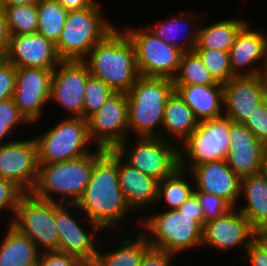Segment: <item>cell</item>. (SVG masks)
Segmentation results:
<instances>
[{"label":"cell","mask_w":267,"mask_h":266,"mask_svg":"<svg viewBox=\"0 0 267 266\" xmlns=\"http://www.w3.org/2000/svg\"><path fill=\"white\" fill-rule=\"evenodd\" d=\"M73 207L85 213V221L87 218L102 231L116 228L131 212L119 185L115 150H106L94 163L89 183Z\"/></svg>","instance_id":"6da1fadb"},{"label":"cell","mask_w":267,"mask_h":266,"mask_svg":"<svg viewBox=\"0 0 267 266\" xmlns=\"http://www.w3.org/2000/svg\"><path fill=\"white\" fill-rule=\"evenodd\" d=\"M84 61L90 74L115 92L128 93L140 77L135 47L122 28L96 43Z\"/></svg>","instance_id":"7a4b0ae2"},{"label":"cell","mask_w":267,"mask_h":266,"mask_svg":"<svg viewBox=\"0 0 267 266\" xmlns=\"http://www.w3.org/2000/svg\"><path fill=\"white\" fill-rule=\"evenodd\" d=\"M94 150L88 155L73 160L39 163L37 181L30 193L41 200L76 204L89 183L94 163L106 151L101 148ZM53 194L61 195L60 198H62L57 200Z\"/></svg>","instance_id":"3957f363"},{"label":"cell","mask_w":267,"mask_h":266,"mask_svg":"<svg viewBox=\"0 0 267 266\" xmlns=\"http://www.w3.org/2000/svg\"><path fill=\"white\" fill-rule=\"evenodd\" d=\"M174 91L171 78L140 76L127 93L129 132L137 137H161L165 105Z\"/></svg>","instance_id":"277c9868"},{"label":"cell","mask_w":267,"mask_h":266,"mask_svg":"<svg viewBox=\"0 0 267 266\" xmlns=\"http://www.w3.org/2000/svg\"><path fill=\"white\" fill-rule=\"evenodd\" d=\"M96 2L80 10L68 12L64 28L55 43L61 60H84L91 48L103 40L116 27L102 15Z\"/></svg>","instance_id":"5b68a950"},{"label":"cell","mask_w":267,"mask_h":266,"mask_svg":"<svg viewBox=\"0 0 267 266\" xmlns=\"http://www.w3.org/2000/svg\"><path fill=\"white\" fill-rule=\"evenodd\" d=\"M138 221L149 245L177 256L202 246L203 227L197 222V214L181 213L178 209L164 210ZM149 234V235H148Z\"/></svg>","instance_id":"8992f818"},{"label":"cell","mask_w":267,"mask_h":266,"mask_svg":"<svg viewBox=\"0 0 267 266\" xmlns=\"http://www.w3.org/2000/svg\"><path fill=\"white\" fill-rule=\"evenodd\" d=\"M229 132L230 119L225 116L199 121L198 127L178 146L179 167L190 172L195 166L225 160L231 144Z\"/></svg>","instance_id":"52a82bcc"},{"label":"cell","mask_w":267,"mask_h":266,"mask_svg":"<svg viewBox=\"0 0 267 266\" xmlns=\"http://www.w3.org/2000/svg\"><path fill=\"white\" fill-rule=\"evenodd\" d=\"M37 136L34 138L38 149V163L63 162L93 152L88 148L92 140L88 122L84 118L66 117L47 132Z\"/></svg>","instance_id":"ba28073f"},{"label":"cell","mask_w":267,"mask_h":266,"mask_svg":"<svg viewBox=\"0 0 267 266\" xmlns=\"http://www.w3.org/2000/svg\"><path fill=\"white\" fill-rule=\"evenodd\" d=\"M14 216L10 224L28 237L40 253L58 250L55 202L25 193L18 202Z\"/></svg>","instance_id":"9c48e42d"},{"label":"cell","mask_w":267,"mask_h":266,"mask_svg":"<svg viewBox=\"0 0 267 266\" xmlns=\"http://www.w3.org/2000/svg\"><path fill=\"white\" fill-rule=\"evenodd\" d=\"M128 147V138L115 151L132 167L158 181L171 175L179 167L178 146L161 137H135ZM127 156V157H126Z\"/></svg>","instance_id":"30bf717a"},{"label":"cell","mask_w":267,"mask_h":266,"mask_svg":"<svg viewBox=\"0 0 267 266\" xmlns=\"http://www.w3.org/2000/svg\"><path fill=\"white\" fill-rule=\"evenodd\" d=\"M124 32L135 47L140 76L173 79L177 75L183 51L156 37L146 26Z\"/></svg>","instance_id":"8fae6325"},{"label":"cell","mask_w":267,"mask_h":266,"mask_svg":"<svg viewBox=\"0 0 267 266\" xmlns=\"http://www.w3.org/2000/svg\"><path fill=\"white\" fill-rule=\"evenodd\" d=\"M87 122L89 135L92 142H95V147L115 150L130 137L127 93L112 94L100 109L87 119Z\"/></svg>","instance_id":"7c38bea8"},{"label":"cell","mask_w":267,"mask_h":266,"mask_svg":"<svg viewBox=\"0 0 267 266\" xmlns=\"http://www.w3.org/2000/svg\"><path fill=\"white\" fill-rule=\"evenodd\" d=\"M72 207L73 204L55 202V223L59 236L58 251L77 257L86 266H92L99 248L96 244L98 243L96 237H98V232L102 231L89 220L87 222L91 225L90 230L85 228L83 223L81 225L80 221L83 220L75 219L74 215L69 212Z\"/></svg>","instance_id":"4fadbf2b"},{"label":"cell","mask_w":267,"mask_h":266,"mask_svg":"<svg viewBox=\"0 0 267 266\" xmlns=\"http://www.w3.org/2000/svg\"><path fill=\"white\" fill-rule=\"evenodd\" d=\"M90 75L84 60H61L52 73L50 101L60 104L71 118H83L85 86Z\"/></svg>","instance_id":"5bb4252c"},{"label":"cell","mask_w":267,"mask_h":266,"mask_svg":"<svg viewBox=\"0 0 267 266\" xmlns=\"http://www.w3.org/2000/svg\"><path fill=\"white\" fill-rule=\"evenodd\" d=\"M38 149L35 138L9 140L0 145V177L30 193L38 177Z\"/></svg>","instance_id":"9a60e30c"},{"label":"cell","mask_w":267,"mask_h":266,"mask_svg":"<svg viewBox=\"0 0 267 266\" xmlns=\"http://www.w3.org/2000/svg\"><path fill=\"white\" fill-rule=\"evenodd\" d=\"M53 70L16 68L13 101L30 124L40 120L44 106L50 101Z\"/></svg>","instance_id":"2e32d148"},{"label":"cell","mask_w":267,"mask_h":266,"mask_svg":"<svg viewBox=\"0 0 267 266\" xmlns=\"http://www.w3.org/2000/svg\"><path fill=\"white\" fill-rule=\"evenodd\" d=\"M223 85V116L244 124L267 95V79L262 75L235 76Z\"/></svg>","instance_id":"e0dca14e"},{"label":"cell","mask_w":267,"mask_h":266,"mask_svg":"<svg viewBox=\"0 0 267 266\" xmlns=\"http://www.w3.org/2000/svg\"><path fill=\"white\" fill-rule=\"evenodd\" d=\"M229 137L231 144L225 162L240 178L265 170L267 146L244 124L230 119Z\"/></svg>","instance_id":"ac0fdd59"},{"label":"cell","mask_w":267,"mask_h":266,"mask_svg":"<svg viewBox=\"0 0 267 266\" xmlns=\"http://www.w3.org/2000/svg\"><path fill=\"white\" fill-rule=\"evenodd\" d=\"M203 226L202 246H209L217 251H228L242 247L244 252L253 242L254 227L249 220L237 209Z\"/></svg>","instance_id":"d6986e66"},{"label":"cell","mask_w":267,"mask_h":266,"mask_svg":"<svg viewBox=\"0 0 267 266\" xmlns=\"http://www.w3.org/2000/svg\"><path fill=\"white\" fill-rule=\"evenodd\" d=\"M266 33L260 29H252L248 22L237 34L235 42L229 50L230 65L235 76L264 74L267 65Z\"/></svg>","instance_id":"ffe728a7"},{"label":"cell","mask_w":267,"mask_h":266,"mask_svg":"<svg viewBox=\"0 0 267 266\" xmlns=\"http://www.w3.org/2000/svg\"><path fill=\"white\" fill-rule=\"evenodd\" d=\"M3 56L16 68L54 69L61 61L55 44L38 32L10 36Z\"/></svg>","instance_id":"44dd1931"},{"label":"cell","mask_w":267,"mask_h":266,"mask_svg":"<svg viewBox=\"0 0 267 266\" xmlns=\"http://www.w3.org/2000/svg\"><path fill=\"white\" fill-rule=\"evenodd\" d=\"M194 191H202L225 199L233 208L241 197V178L225 160L195 166L190 172Z\"/></svg>","instance_id":"7402d4cb"},{"label":"cell","mask_w":267,"mask_h":266,"mask_svg":"<svg viewBox=\"0 0 267 266\" xmlns=\"http://www.w3.org/2000/svg\"><path fill=\"white\" fill-rule=\"evenodd\" d=\"M117 170L120 188L130 209L136 212L148 205H156L159 181L145 175L127 163L117 153ZM138 209V210H136Z\"/></svg>","instance_id":"603a6c76"},{"label":"cell","mask_w":267,"mask_h":266,"mask_svg":"<svg viewBox=\"0 0 267 266\" xmlns=\"http://www.w3.org/2000/svg\"><path fill=\"white\" fill-rule=\"evenodd\" d=\"M175 91L199 120L223 116V85L174 84Z\"/></svg>","instance_id":"cb8c5ba5"},{"label":"cell","mask_w":267,"mask_h":266,"mask_svg":"<svg viewBox=\"0 0 267 266\" xmlns=\"http://www.w3.org/2000/svg\"><path fill=\"white\" fill-rule=\"evenodd\" d=\"M198 125L199 120L192 109L174 91L165 105L161 138L179 146Z\"/></svg>","instance_id":"d4e9b609"},{"label":"cell","mask_w":267,"mask_h":266,"mask_svg":"<svg viewBox=\"0 0 267 266\" xmlns=\"http://www.w3.org/2000/svg\"><path fill=\"white\" fill-rule=\"evenodd\" d=\"M198 15L188 13L172 16L166 21L157 22L155 26H146L156 37L165 43L179 48L184 53L194 51L197 43L198 31L195 22Z\"/></svg>","instance_id":"484cf974"},{"label":"cell","mask_w":267,"mask_h":266,"mask_svg":"<svg viewBox=\"0 0 267 266\" xmlns=\"http://www.w3.org/2000/svg\"><path fill=\"white\" fill-rule=\"evenodd\" d=\"M241 196L246 203L238 210L254 228L267 224V172L241 178Z\"/></svg>","instance_id":"4316f807"},{"label":"cell","mask_w":267,"mask_h":266,"mask_svg":"<svg viewBox=\"0 0 267 266\" xmlns=\"http://www.w3.org/2000/svg\"><path fill=\"white\" fill-rule=\"evenodd\" d=\"M0 242V266H37L40 252L36 245L9 223Z\"/></svg>","instance_id":"83f0119b"},{"label":"cell","mask_w":267,"mask_h":266,"mask_svg":"<svg viewBox=\"0 0 267 266\" xmlns=\"http://www.w3.org/2000/svg\"><path fill=\"white\" fill-rule=\"evenodd\" d=\"M121 233V236L126 234V238H123L120 247L108 253L98 249L92 266H140L143 252L149 246L148 240L142 232L135 234L134 228L129 233L135 237L130 238L123 230Z\"/></svg>","instance_id":"f1b7e54d"},{"label":"cell","mask_w":267,"mask_h":266,"mask_svg":"<svg viewBox=\"0 0 267 266\" xmlns=\"http://www.w3.org/2000/svg\"><path fill=\"white\" fill-rule=\"evenodd\" d=\"M247 20L227 18L211 25L198 27L197 43L194 49H213L227 51L231 49L237 34L247 24Z\"/></svg>","instance_id":"f546056e"},{"label":"cell","mask_w":267,"mask_h":266,"mask_svg":"<svg viewBox=\"0 0 267 266\" xmlns=\"http://www.w3.org/2000/svg\"><path fill=\"white\" fill-rule=\"evenodd\" d=\"M187 173V170L178 167L171 175L159 181L157 202H166L168 210L178 209L194 192V182L192 186L185 180Z\"/></svg>","instance_id":"4dcf8cb0"},{"label":"cell","mask_w":267,"mask_h":266,"mask_svg":"<svg viewBox=\"0 0 267 266\" xmlns=\"http://www.w3.org/2000/svg\"><path fill=\"white\" fill-rule=\"evenodd\" d=\"M37 10V32L55 44L64 28L69 11L56 0H41L37 4Z\"/></svg>","instance_id":"1f68e13d"},{"label":"cell","mask_w":267,"mask_h":266,"mask_svg":"<svg viewBox=\"0 0 267 266\" xmlns=\"http://www.w3.org/2000/svg\"><path fill=\"white\" fill-rule=\"evenodd\" d=\"M174 84L214 85L217 82L210 75L198 55L192 52L183 53Z\"/></svg>","instance_id":"d6a6232c"},{"label":"cell","mask_w":267,"mask_h":266,"mask_svg":"<svg viewBox=\"0 0 267 266\" xmlns=\"http://www.w3.org/2000/svg\"><path fill=\"white\" fill-rule=\"evenodd\" d=\"M10 36L37 32V5H17L4 9Z\"/></svg>","instance_id":"836d02e7"},{"label":"cell","mask_w":267,"mask_h":266,"mask_svg":"<svg viewBox=\"0 0 267 266\" xmlns=\"http://www.w3.org/2000/svg\"><path fill=\"white\" fill-rule=\"evenodd\" d=\"M216 82L224 84L235 77L230 65L229 52L213 49H194Z\"/></svg>","instance_id":"e575fe53"},{"label":"cell","mask_w":267,"mask_h":266,"mask_svg":"<svg viewBox=\"0 0 267 266\" xmlns=\"http://www.w3.org/2000/svg\"><path fill=\"white\" fill-rule=\"evenodd\" d=\"M114 93L115 91L102 80L90 75L85 86L83 118L87 120L92 114L97 112Z\"/></svg>","instance_id":"d590c367"},{"label":"cell","mask_w":267,"mask_h":266,"mask_svg":"<svg viewBox=\"0 0 267 266\" xmlns=\"http://www.w3.org/2000/svg\"><path fill=\"white\" fill-rule=\"evenodd\" d=\"M30 124L25 117L21 114L17 106L15 105L13 98L4 100L0 102V145L5 142L3 139H6L8 135H11L12 130L15 129V126L20 124ZM2 141V142H1Z\"/></svg>","instance_id":"8d00e7d4"},{"label":"cell","mask_w":267,"mask_h":266,"mask_svg":"<svg viewBox=\"0 0 267 266\" xmlns=\"http://www.w3.org/2000/svg\"><path fill=\"white\" fill-rule=\"evenodd\" d=\"M200 203L204 216V224L228 213L233 207L222 197L202 191L193 192Z\"/></svg>","instance_id":"74e56055"},{"label":"cell","mask_w":267,"mask_h":266,"mask_svg":"<svg viewBox=\"0 0 267 266\" xmlns=\"http://www.w3.org/2000/svg\"><path fill=\"white\" fill-rule=\"evenodd\" d=\"M244 125L267 146V100L255 107Z\"/></svg>","instance_id":"f35d334b"},{"label":"cell","mask_w":267,"mask_h":266,"mask_svg":"<svg viewBox=\"0 0 267 266\" xmlns=\"http://www.w3.org/2000/svg\"><path fill=\"white\" fill-rule=\"evenodd\" d=\"M24 194L25 192L14 182L0 177V212L8 210L14 215L18 202Z\"/></svg>","instance_id":"ab89813d"},{"label":"cell","mask_w":267,"mask_h":266,"mask_svg":"<svg viewBox=\"0 0 267 266\" xmlns=\"http://www.w3.org/2000/svg\"><path fill=\"white\" fill-rule=\"evenodd\" d=\"M16 82V67L0 55V102L13 98Z\"/></svg>","instance_id":"60d3db41"},{"label":"cell","mask_w":267,"mask_h":266,"mask_svg":"<svg viewBox=\"0 0 267 266\" xmlns=\"http://www.w3.org/2000/svg\"><path fill=\"white\" fill-rule=\"evenodd\" d=\"M37 266H86L77 257L61 251L41 252Z\"/></svg>","instance_id":"b9f144b4"},{"label":"cell","mask_w":267,"mask_h":266,"mask_svg":"<svg viewBox=\"0 0 267 266\" xmlns=\"http://www.w3.org/2000/svg\"><path fill=\"white\" fill-rule=\"evenodd\" d=\"M174 256L173 253L149 245L143 252L140 266H173L171 262Z\"/></svg>","instance_id":"7bdbcfd3"},{"label":"cell","mask_w":267,"mask_h":266,"mask_svg":"<svg viewBox=\"0 0 267 266\" xmlns=\"http://www.w3.org/2000/svg\"><path fill=\"white\" fill-rule=\"evenodd\" d=\"M245 256H241L245 262H250L251 266H267V254L261 250L254 242L246 249Z\"/></svg>","instance_id":"ee69618b"},{"label":"cell","mask_w":267,"mask_h":266,"mask_svg":"<svg viewBox=\"0 0 267 266\" xmlns=\"http://www.w3.org/2000/svg\"><path fill=\"white\" fill-rule=\"evenodd\" d=\"M181 213L197 214V222L203 227L204 216L197 196L192 193L188 199L178 208Z\"/></svg>","instance_id":"f6af8a7d"},{"label":"cell","mask_w":267,"mask_h":266,"mask_svg":"<svg viewBox=\"0 0 267 266\" xmlns=\"http://www.w3.org/2000/svg\"><path fill=\"white\" fill-rule=\"evenodd\" d=\"M10 42V33L7 25L5 12L0 9V55H3Z\"/></svg>","instance_id":"bcb514c9"},{"label":"cell","mask_w":267,"mask_h":266,"mask_svg":"<svg viewBox=\"0 0 267 266\" xmlns=\"http://www.w3.org/2000/svg\"><path fill=\"white\" fill-rule=\"evenodd\" d=\"M68 11L80 10L92 6L95 0H56Z\"/></svg>","instance_id":"7dc6e473"},{"label":"cell","mask_w":267,"mask_h":266,"mask_svg":"<svg viewBox=\"0 0 267 266\" xmlns=\"http://www.w3.org/2000/svg\"><path fill=\"white\" fill-rule=\"evenodd\" d=\"M253 242L267 254V228H255L253 233Z\"/></svg>","instance_id":"c3c4849f"},{"label":"cell","mask_w":267,"mask_h":266,"mask_svg":"<svg viewBox=\"0 0 267 266\" xmlns=\"http://www.w3.org/2000/svg\"><path fill=\"white\" fill-rule=\"evenodd\" d=\"M41 0H1V7L17 6V5H37Z\"/></svg>","instance_id":"681fc988"},{"label":"cell","mask_w":267,"mask_h":266,"mask_svg":"<svg viewBox=\"0 0 267 266\" xmlns=\"http://www.w3.org/2000/svg\"><path fill=\"white\" fill-rule=\"evenodd\" d=\"M265 171L267 172V149H266Z\"/></svg>","instance_id":"f907efd6"},{"label":"cell","mask_w":267,"mask_h":266,"mask_svg":"<svg viewBox=\"0 0 267 266\" xmlns=\"http://www.w3.org/2000/svg\"><path fill=\"white\" fill-rule=\"evenodd\" d=\"M264 76H265L266 79H267V65H266V68H265Z\"/></svg>","instance_id":"816d5d0a"}]
</instances>
